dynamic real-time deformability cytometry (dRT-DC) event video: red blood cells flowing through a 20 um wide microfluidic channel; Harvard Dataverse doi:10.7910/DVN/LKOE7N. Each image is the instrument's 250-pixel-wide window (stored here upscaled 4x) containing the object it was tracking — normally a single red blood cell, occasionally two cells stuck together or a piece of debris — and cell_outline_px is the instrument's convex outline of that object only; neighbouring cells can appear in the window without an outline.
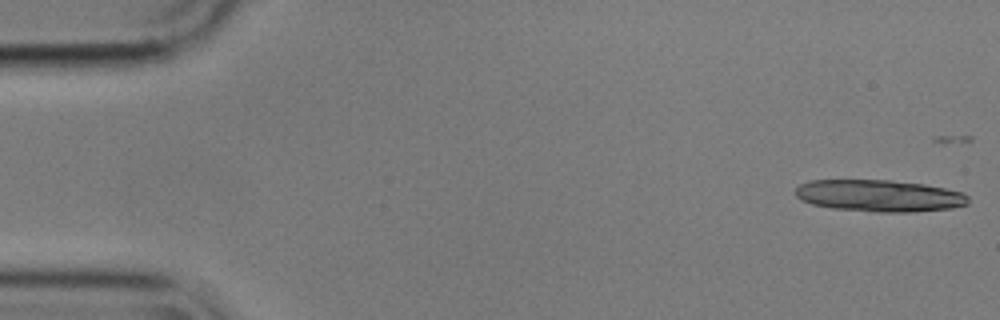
{"species": "common noctule bat (a hibernating species)", "species_latin": "Nyctalus noctula", "temperature_condition": "cold", "stored_images_in_passage": 15, "camera_frame_rate_fps": 3000, "um_per_image_px": 0.085, "animal": {"sex": "male", "body_mass_g": 17.9}, "frame": {"image": 1, "passage_image": 1, "time_ms": 0.0, "image_size_px": [1000, 320], "cell_outline_px": [[968, 204], [952, 208], [916, 212], [876, 212], [832, 208], [812, 204], [800, 200], [796, 196], [796, 188], [800, 184], [812, 180], [892, 180], [924, 184], [964, 192], [968, 196]], "centroid_in_image_um": [74.76, 16.64], "position_along_channel_um": 10.2, "area_um2": 32.25}}